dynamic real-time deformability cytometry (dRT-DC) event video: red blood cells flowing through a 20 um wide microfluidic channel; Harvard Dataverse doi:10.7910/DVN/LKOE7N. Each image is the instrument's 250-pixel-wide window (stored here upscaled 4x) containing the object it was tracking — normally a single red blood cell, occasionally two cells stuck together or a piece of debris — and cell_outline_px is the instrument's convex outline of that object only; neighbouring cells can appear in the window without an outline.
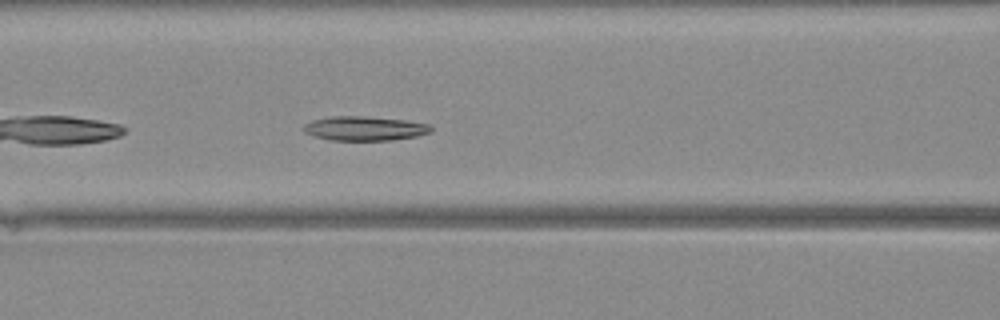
{"species": "Egyptian fruit bat (a non-hibernating species)", "species_latin": "Rousettus aegyptiacus", "temperature_condition": "warm", "stored_images_in_passage": 30, "camera_frame_rate_fps": 3000, "um_per_image_px": 0.085, "animal": {"sex": "female"}, "frame": {"image": 1, "passage_image": 6, "time_ms": 1.667, "image_size_px": [1000, 320], "cell_outline_px": [[432, 132], [416, 136], [392, 140], [332, 140], [316, 136], [304, 132], [304, 124], [312, 120], [332, 116], [360, 116], [404, 120], [428, 124], [432, 128]], "centroid_in_image_um": [31.0, 10.91], "position_along_channel_um": 135.6, "area_um2": 17.8}}
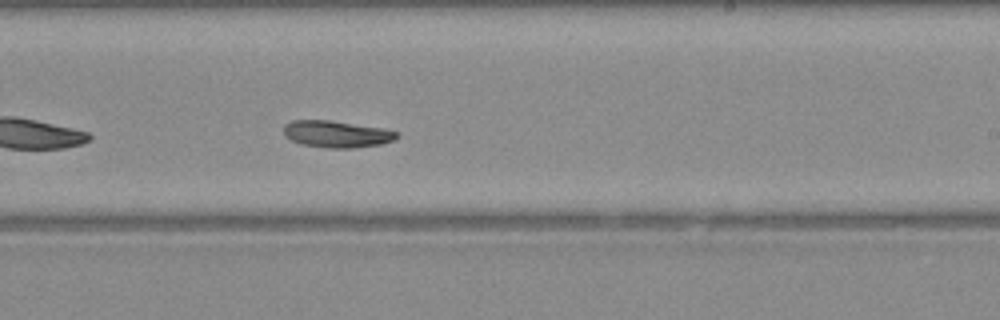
{"frame": {"image": 2, "passage_image": 14, "time_ms": 4.333, "image_size_px": [1000, 320], "cell_outline_px": [[396, 136], [392, 140], [380, 144], [352, 148], [328, 148], [300, 144], [284, 136], [284, 124], [292, 120], [328, 120], [384, 128], [396, 132]], "centroid_in_image_um": [28.55, 11.39], "position_along_channel_um": 260.5, "area_um2": 17.51}}
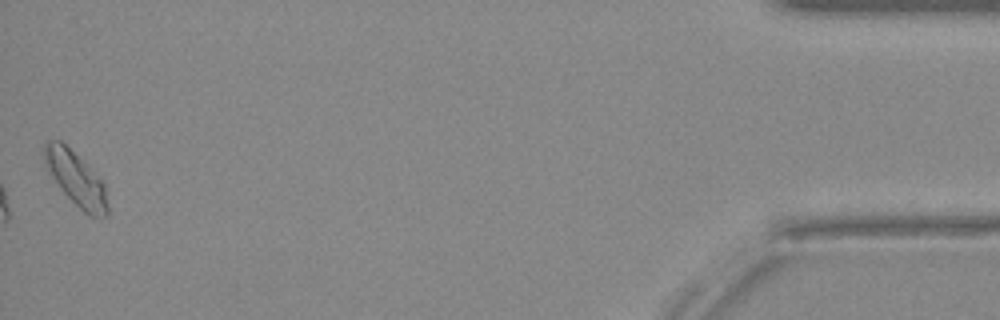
{"frame": {"image": 3, "passage_image": 30, "time_ms": 9.667, "image_size_px": [1000, 320], "cell_outline_px": [[108, 212], [104, 216], [88, 216], [60, 188], [44, 168], [44, 144], [48, 140], [60, 140], [84, 160], [104, 184], [108, 208]], "centroid_in_image_um": [6.42, 15.15], "position_along_channel_um": 428.8, "area_um2": 19.83}}